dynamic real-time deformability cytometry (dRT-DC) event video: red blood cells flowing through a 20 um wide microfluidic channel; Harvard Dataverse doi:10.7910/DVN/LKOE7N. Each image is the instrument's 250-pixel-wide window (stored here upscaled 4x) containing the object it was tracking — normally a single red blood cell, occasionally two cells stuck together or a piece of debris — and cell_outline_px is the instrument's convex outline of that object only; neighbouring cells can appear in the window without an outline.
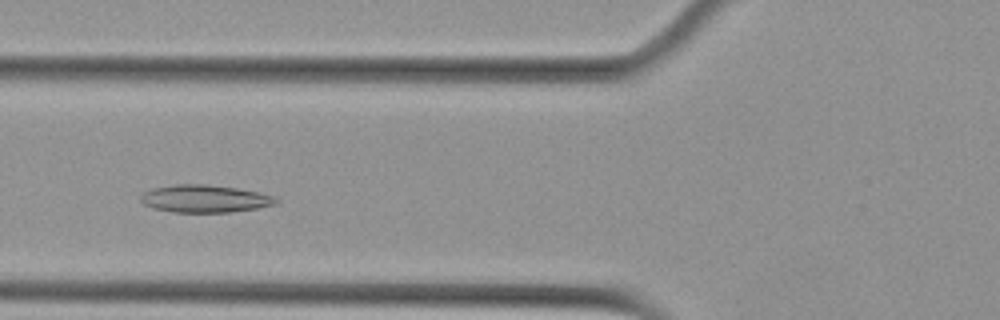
{"species": "Egyptian fruit bat (a non-hibernating species)", "species_latin": "Rousettus aegyptiacus", "temperature_condition": "cold", "stored_images_in_passage": 50, "camera_frame_rate_fps": 3000, "um_per_image_px": 0.085, "animal": {"sex": "female"}, "frame": {"image": 1, "passage_image": 15, "time_ms": 4.667, "image_size_px": [1000, 320], "cell_outline_px": [[280, 200], [276, 204], [256, 208], [232, 212], [172, 212], [152, 208], [144, 204], [140, 200], [140, 196], [144, 192], [152, 188], [172, 184], [204, 184], [236, 188], [256, 192], [272, 196]], "centroid_in_image_um": [17.36, 16.89], "position_along_channel_um": 108.4, "area_um2": 21.68}}
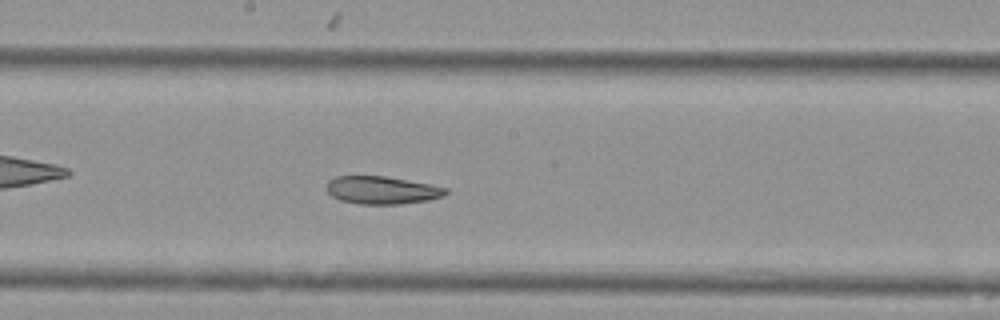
{"frame": {"image": 2, "passage_image": 24, "time_ms": 7.667, "image_size_px": [1000, 320], "cell_outline_px": [[448, 192], [444, 196], [428, 200], [400, 204], [360, 204], [340, 200], [332, 196], [328, 192], [328, 180], [336, 176], [384, 176], [428, 184], [448, 188]], "centroid_in_image_um": [32.47, 16.17], "position_along_channel_um": 215.7, "area_um2": 19.13}}
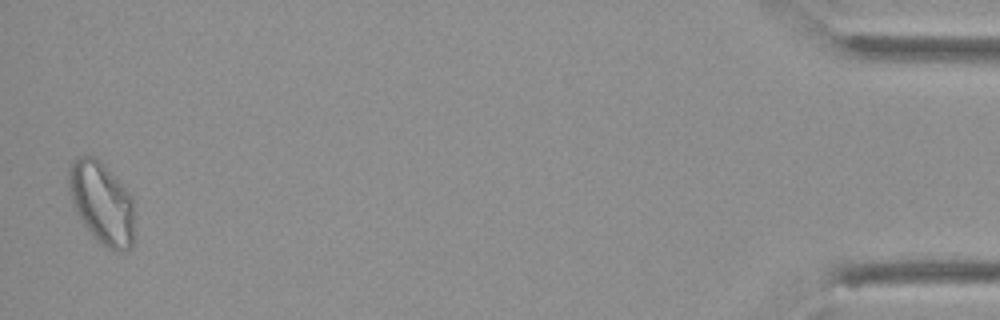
{"frame": {"image": 3, "passage_image": 49, "time_ms": 16.0, "image_size_px": [1000, 320], "cell_outline_px": [[136, 232], [132, 248], [120, 252], [116, 252], [108, 248], [84, 224], [76, 212], [68, 188], [68, 168], [76, 156], [96, 156], [104, 164], [132, 196]], "centroid_in_image_um": [8.69, 17.24], "position_along_channel_um": 426.5, "area_um2": 31.67}, "authors_computed_cell_mechanics": {"area_um2": 23.1489, "velocity_mm_per_s": 3.5865, "shape_relaxation_time_tau1_ms": null, "shape_relaxation_time_tau2_ms": 4.1637, "deformation_change_tau1": null, "deformation_change_tau2": 0.1079}}